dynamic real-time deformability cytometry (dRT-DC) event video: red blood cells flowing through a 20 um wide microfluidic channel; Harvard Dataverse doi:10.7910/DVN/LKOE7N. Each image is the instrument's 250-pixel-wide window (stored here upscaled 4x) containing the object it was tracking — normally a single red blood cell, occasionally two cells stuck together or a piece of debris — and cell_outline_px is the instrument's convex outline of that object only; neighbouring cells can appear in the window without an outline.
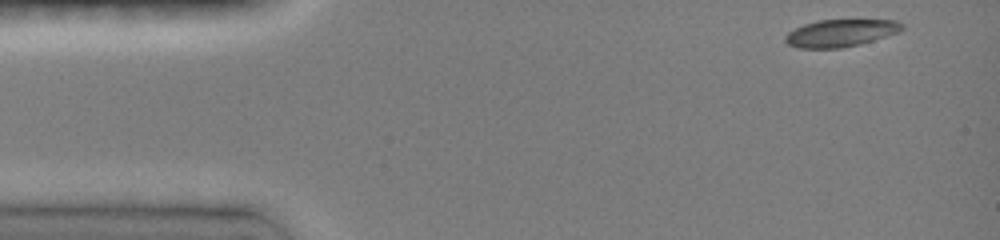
{"species": "common noctule bat (a hibernating species)", "species_latin": "Nyctalus noctula", "temperature_condition": "room temperature", "stored_images_in_passage": 10, "camera_frame_rate_fps": 3000, "um_per_image_px": 0.085, "animal": {"sex": "female", "body_mass_g": 19.0, "forearm_length_mm": 51.5}, "frame": {"image": 1, "passage_image": 1, "time_ms": 0.0, "image_size_px": [1000, 240], "cell_outline_px": [[904, 28], [900, 32], [860, 44], [840, 48], [800, 48], [788, 44], [784, 40], [784, 36], [788, 32], [804, 24], [816, 20], [896, 20], [904, 24]], "centroid_in_image_um": [71.46, 2.8], "position_along_channel_um": 13.5, "area_um2": 18.61}}
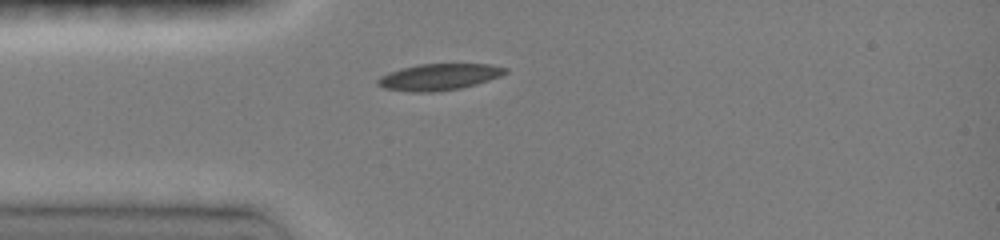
{"frame": {"image": 2, "passage_image": 9, "time_ms": 3.0, "image_size_px": [1000, 240], "cell_outline_px": [[508, 72], [500, 76], [476, 84], [460, 88], [432, 92], [412, 92], [384, 88], [376, 84], [376, 80], [380, 76], [388, 72], [400, 68], [420, 64], [488, 64], [508, 68]], "centroid_in_image_um": [37.28, 6.53], "position_along_channel_um": 47.7, "area_um2": 19.65}}